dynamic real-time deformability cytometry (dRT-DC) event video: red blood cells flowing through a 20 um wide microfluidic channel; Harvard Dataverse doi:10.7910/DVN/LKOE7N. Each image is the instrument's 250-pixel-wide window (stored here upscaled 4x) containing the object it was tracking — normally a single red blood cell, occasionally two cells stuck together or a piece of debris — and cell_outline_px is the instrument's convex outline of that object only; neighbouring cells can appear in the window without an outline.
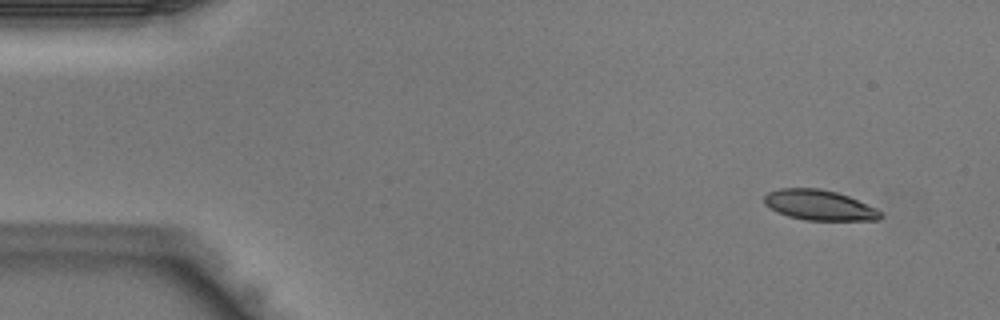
{"species": "Egyptian fruit bat (a non-hibernating species)", "species_latin": "Rousettus aegyptiacus", "temperature_condition": "warm", "stored_images_in_passage": 40, "camera_frame_rate_fps": 3000, "um_per_image_px": 0.085, "animal": {"sex": "male"}, "frame": {"image": 1, "passage_image": 1, "time_ms": 0.0, "image_size_px": [1000, 320], "cell_outline_px": [[884, 216], [876, 220], [808, 220], [788, 216], [776, 212], [764, 204], [764, 196], [768, 192], [780, 188], [820, 188], [836, 192], [848, 196], [876, 208]], "centroid_in_image_um": [69.61, 17.43], "position_along_channel_um": 15.4, "area_um2": 20.46}}
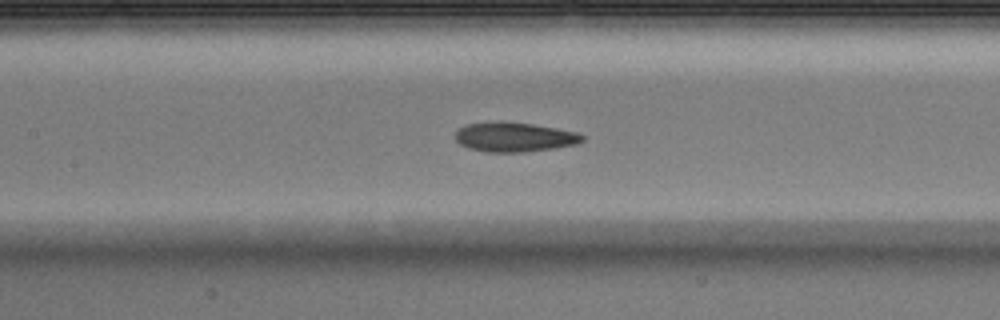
{"frame": {"image": 2, "passage_image": 17, "time_ms": 5.333, "image_size_px": [1000, 320], "cell_outline_px": [[584, 140], [576, 144], [556, 148], [524, 152], [488, 152], [468, 148], [460, 144], [456, 140], [456, 128], [464, 124], [500, 120], [532, 124], [556, 128], [576, 132], [584, 136]], "centroid_in_image_um": [43.68, 11.63], "position_along_channel_um": 163.7, "area_um2": 22.14}}
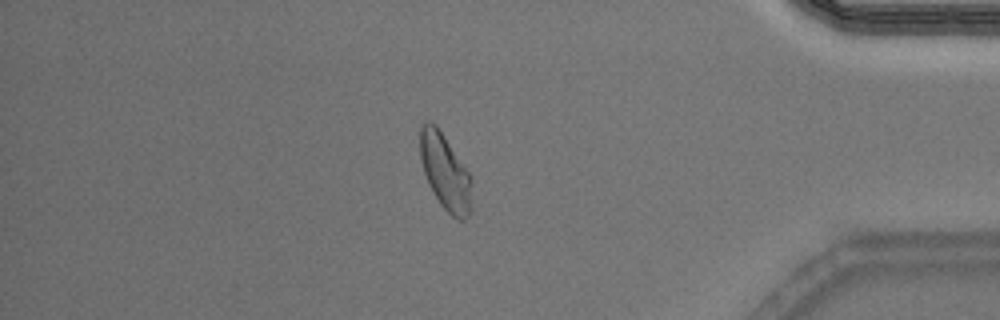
{"frame": {"image": 3, "passage_image": 34, "time_ms": 11.0, "image_size_px": [1000, 320], "cell_outline_px": [[472, 208], [468, 216], [464, 220], [460, 220], [452, 216], [440, 204], [428, 184], [420, 160], [420, 124], [428, 120], [432, 120], [436, 124], [472, 176]], "centroid_in_image_um": [37.85, 14.6], "position_along_channel_um": 397.3, "area_um2": 23.29}}